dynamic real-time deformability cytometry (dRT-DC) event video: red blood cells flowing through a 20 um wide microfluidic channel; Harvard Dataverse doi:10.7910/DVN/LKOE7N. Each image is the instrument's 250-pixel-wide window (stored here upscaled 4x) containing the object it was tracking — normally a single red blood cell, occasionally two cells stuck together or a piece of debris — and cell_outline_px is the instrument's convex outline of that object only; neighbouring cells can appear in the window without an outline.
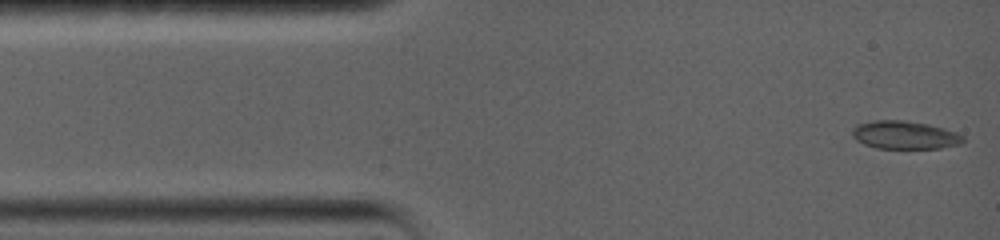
{"species": "common noctule bat (a hibernating species)", "species_latin": "Nyctalus noctula", "temperature_condition": "warm", "stored_images_in_passage": 15, "camera_frame_rate_fps": 5000, "um_per_image_px": 0.085, "animal": {"sex": "female", "body_mass_g": 19.0, "forearm_length_mm": 56.7}, "frame": {"image": 1, "passage_image": 1, "time_ms": 0.0, "image_size_px": [1000, 240], "cell_outline_px": [[964, 140], [960, 144], [940, 148], [876, 148], [864, 144], [856, 140], [852, 136], [852, 128], [856, 124], [876, 120], [904, 120], [928, 124], [944, 128], [956, 132], [964, 136]], "centroid_in_image_um": [76.88, 11.47], "position_along_channel_um": 8.1, "area_um2": 18.21}}
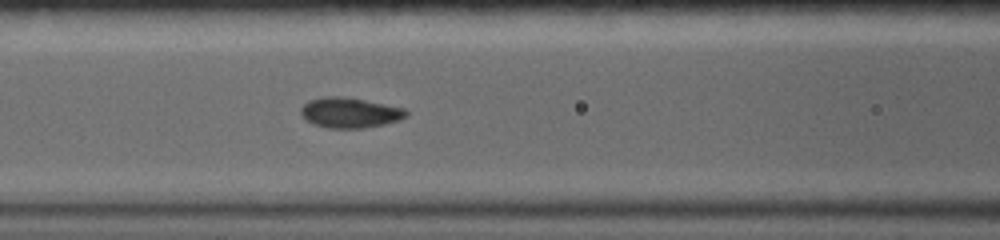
{"frame": {"image": 2, "passage_image": 9, "time_ms": 5.6, "image_size_px": [1000, 240], "cell_outline_px": [[408, 116], [384, 124], [360, 128], [328, 128], [316, 124], [308, 120], [300, 112], [300, 108], [308, 100], [324, 96], [340, 96], [364, 100], [404, 108], [408, 112]], "centroid_in_image_um": [29.72, 9.56], "position_along_channel_um": 136.9, "area_um2": 18.26}}
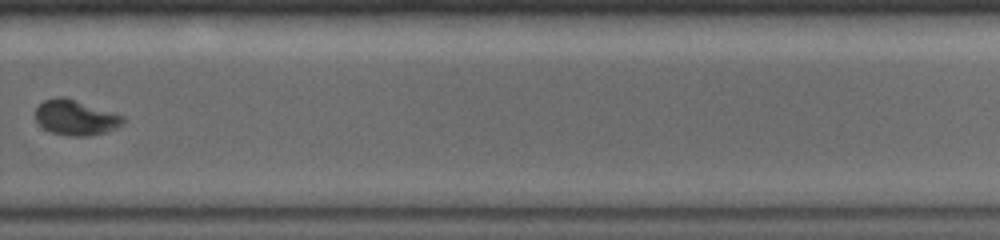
{"frame": {"image": 3, "passage_image": 15, "time_ms": 10.8, "image_size_px": [1000, 240], "cell_outline_px": [[124, 124], [116, 128], [104, 132], [88, 136], [68, 136], [52, 132], [44, 128], [36, 120], [36, 108], [44, 100], [56, 96], [64, 96], [124, 116]], "centroid_in_image_um": [6.43, 9.99], "position_along_channel_um": 323.4, "area_um2": 17.86}}